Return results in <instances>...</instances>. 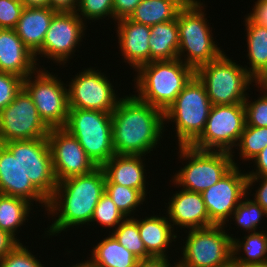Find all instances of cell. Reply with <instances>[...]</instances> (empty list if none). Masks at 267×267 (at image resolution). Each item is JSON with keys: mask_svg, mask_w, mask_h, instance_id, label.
Wrapping results in <instances>:
<instances>
[{"mask_svg": "<svg viewBox=\"0 0 267 267\" xmlns=\"http://www.w3.org/2000/svg\"><path fill=\"white\" fill-rule=\"evenodd\" d=\"M164 123V112L159 108L135 95L122 97L112 113L115 154L146 155L153 151L162 139Z\"/></svg>", "mask_w": 267, "mask_h": 267, "instance_id": "1", "label": "cell"}, {"mask_svg": "<svg viewBox=\"0 0 267 267\" xmlns=\"http://www.w3.org/2000/svg\"><path fill=\"white\" fill-rule=\"evenodd\" d=\"M105 182L106 176L102 167L58 182L47 208L48 215L56 214L58 218L46 231L47 235L56 236L67 228L89 224L95 207L105 192Z\"/></svg>", "mask_w": 267, "mask_h": 267, "instance_id": "2", "label": "cell"}, {"mask_svg": "<svg viewBox=\"0 0 267 267\" xmlns=\"http://www.w3.org/2000/svg\"><path fill=\"white\" fill-rule=\"evenodd\" d=\"M135 95L163 112L195 75V70L181 60L151 61L136 70Z\"/></svg>", "mask_w": 267, "mask_h": 267, "instance_id": "3", "label": "cell"}, {"mask_svg": "<svg viewBox=\"0 0 267 267\" xmlns=\"http://www.w3.org/2000/svg\"><path fill=\"white\" fill-rule=\"evenodd\" d=\"M202 4L198 0H188L177 14L178 59L194 70L217 59L223 53L213 41L212 29L208 27Z\"/></svg>", "mask_w": 267, "mask_h": 267, "instance_id": "4", "label": "cell"}, {"mask_svg": "<svg viewBox=\"0 0 267 267\" xmlns=\"http://www.w3.org/2000/svg\"><path fill=\"white\" fill-rule=\"evenodd\" d=\"M212 103L194 75L164 111V121L175 122L179 146H190L203 132Z\"/></svg>", "mask_w": 267, "mask_h": 267, "instance_id": "5", "label": "cell"}, {"mask_svg": "<svg viewBox=\"0 0 267 267\" xmlns=\"http://www.w3.org/2000/svg\"><path fill=\"white\" fill-rule=\"evenodd\" d=\"M64 129L73 135L97 167L115 155L112 137V113L69 108Z\"/></svg>", "mask_w": 267, "mask_h": 267, "instance_id": "6", "label": "cell"}, {"mask_svg": "<svg viewBox=\"0 0 267 267\" xmlns=\"http://www.w3.org/2000/svg\"><path fill=\"white\" fill-rule=\"evenodd\" d=\"M247 70L223 52L217 59L198 67L195 75L204 85L212 105H228L246 100V90L256 81Z\"/></svg>", "mask_w": 267, "mask_h": 267, "instance_id": "7", "label": "cell"}, {"mask_svg": "<svg viewBox=\"0 0 267 267\" xmlns=\"http://www.w3.org/2000/svg\"><path fill=\"white\" fill-rule=\"evenodd\" d=\"M180 159L188 163L172 178L175 185L192 192H203L215 185L237 163L233 153L204 151L191 146H179Z\"/></svg>", "mask_w": 267, "mask_h": 267, "instance_id": "8", "label": "cell"}, {"mask_svg": "<svg viewBox=\"0 0 267 267\" xmlns=\"http://www.w3.org/2000/svg\"><path fill=\"white\" fill-rule=\"evenodd\" d=\"M224 225L190 229L178 267H220L232 259V234Z\"/></svg>", "mask_w": 267, "mask_h": 267, "instance_id": "9", "label": "cell"}, {"mask_svg": "<svg viewBox=\"0 0 267 267\" xmlns=\"http://www.w3.org/2000/svg\"><path fill=\"white\" fill-rule=\"evenodd\" d=\"M245 124L244 103L212 105L203 132L190 146L198 150L232 153Z\"/></svg>", "mask_w": 267, "mask_h": 267, "instance_id": "10", "label": "cell"}, {"mask_svg": "<svg viewBox=\"0 0 267 267\" xmlns=\"http://www.w3.org/2000/svg\"><path fill=\"white\" fill-rule=\"evenodd\" d=\"M45 71V68H39L35 72L37 76L28 75L23 79V88L31 96L40 118L49 129L64 128L69 111L68 89L55 74L53 76L48 70Z\"/></svg>", "mask_w": 267, "mask_h": 267, "instance_id": "11", "label": "cell"}, {"mask_svg": "<svg viewBox=\"0 0 267 267\" xmlns=\"http://www.w3.org/2000/svg\"><path fill=\"white\" fill-rule=\"evenodd\" d=\"M2 144L21 161L23 173L49 200L54 195L58 182L47 138L12 140Z\"/></svg>", "mask_w": 267, "mask_h": 267, "instance_id": "12", "label": "cell"}, {"mask_svg": "<svg viewBox=\"0 0 267 267\" xmlns=\"http://www.w3.org/2000/svg\"><path fill=\"white\" fill-rule=\"evenodd\" d=\"M49 130L23 87L14 100L0 111V144L12 140L47 138Z\"/></svg>", "mask_w": 267, "mask_h": 267, "instance_id": "13", "label": "cell"}, {"mask_svg": "<svg viewBox=\"0 0 267 267\" xmlns=\"http://www.w3.org/2000/svg\"><path fill=\"white\" fill-rule=\"evenodd\" d=\"M107 78L95 68L77 73L68 85L69 108L113 113L121 98L117 97L114 86Z\"/></svg>", "mask_w": 267, "mask_h": 267, "instance_id": "14", "label": "cell"}, {"mask_svg": "<svg viewBox=\"0 0 267 267\" xmlns=\"http://www.w3.org/2000/svg\"><path fill=\"white\" fill-rule=\"evenodd\" d=\"M83 21L77 12H57L51 21L42 47L34 54L36 63L39 54L41 57L57 61L56 63L61 62L60 65L66 63L85 35L86 28Z\"/></svg>", "mask_w": 267, "mask_h": 267, "instance_id": "15", "label": "cell"}, {"mask_svg": "<svg viewBox=\"0 0 267 267\" xmlns=\"http://www.w3.org/2000/svg\"><path fill=\"white\" fill-rule=\"evenodd\" d=\"M247 173L233 166L215 185L201 192L209 219L215 225H226L247 193ZM229 217V218H228Z\"/></svg>", "mask_w": 267, "mask_h": 267, "instance_id": "16", "label": "cell"}, {"mask_svg": "<svg viewBox=\"0 0 267 267\" xmlns=\"http://www.w3.org/2000/svg\"><path fill=\"white\" fill-rule=\"evenodd\" d=\"M47 140L57 182L72 176L88 174L97 168L78 140L66 129H50Z\"/></svg>", "mask_w": 267, "mask_h": 267, "instance_id": "17", "label": "cell"}, {"mask_svg": "<svg viewBox=\"0 0 267 267\" xmlns=\"http://www.w3.org/2000/svg\"><path fill=\"white\" fill-rule=\"evenodd\" d=\"M0 194L20 197L30 203L39 202L47 211L49 200L23 173L21 161L0 144Z\"/></svg>", "mask_w": 267, "mask_h": 267, "instance_id": "18", "label": "cell"}, {"mask_svg": "<svg viewBox=\"0 0 267 267\" xmlns=\"http://www.w3.org/2000/svg\"><path fill=\"white\" fill-rule=\"evenodd\" d=\"M167 205L169 221L185 229L206 228L215 225L208 216L202 195L185 189L176 191Z\"/></svg>", "mask_w": 267, "mask_h": 267, "instance_id": "19", "label": "cell"}, {"mask_svg": "<svg viewBox=\"0 0 267 267\" xmlns=\"http://www.w3.org/2000/svg\"><path fill=\"white\" fill-rule=\"evenodd\" d=\"M118 43L125 61L135 69L150 62L149 37L151 26L133 22L129 18L117 20Z\"/></svg>", "mask_w": 267, "mask_h": 267, "instance_id": "20", "label": "cell"}, {"mask_svg": "<svg viewBox=\"0 0 267 267\" xmlns=\"http://www.w3.org/2000/svg\"><path fill=\"white\" fill-rule=\"evenodd\" d=\"M34 54L24 45L14 29H0V72L15 74L25 79L35 74Z\"/></svg>", "mask_w": 267, "mask_h": 267, "instance_id": "21", "label": "cell"}, {"mask_svg": "<svg viewBox=\"0 0 267 267\" xmlns=\"http://www.w3.org/2000/svg\"><path fill=\"white\" fill-rule=\"evenodd\" d=\"M143 156L113 155L102 166L106 176L105 183H114L137 189L146 197V169H144Z\"/></svg>", "mask_w": 267, "mask_h": 267, "instance_id": "22", "label": "cell"}, {"mask_svg": "<svg viewBox=\"0 0 267 267\" xmlns=\"http://www.w3.org/2000/svg\"><path fill=\"white\" fill-rule=\"evenodd\" d=\"M58 11L48 7H24L15 27L24 45L35 54L44 42L54 15Z\"/></svg>", "mask_w": 267, "mask_h": 267, "instance_id": "23", "label": "cell"}, {"mask_svg": "<svg viewBox=\"0 0 267 267\" xmlns=\"http://www.w3.org/2000/svg\"><path fill=\"white\" fill-rule=\"evenodd\" d=\"M137 225L146 251L154 257H168L166 250L177 238L168 218L154 215L142 220L137 219Z\"/></svg>", "mask_w": 267, "mask_h": 267, "instance_id": "24", "label": "cell"}, {"mask_svg": "<svg viewBox=\"0 0 267 267\" xmlns=\"http://www.w3.org/2000/svg\"><path fill=\"white\" fill-rule=\"evenodd\" d=\"M150 62L178 58L179 33L176 19L151 26L149 37Z\"/></svg>", "mask_w": 267, "mask_h": 267, "instance_id": "25", "label": "cell"}, {"mask_svg": "<svg viewBox=\"0 0 267 267\" xmlns=\"http://www.w3.org/2000/svg\"><path fill=\"white\" fill-rule=\"evenodd\" d=\"M86 262L93 267H136L138 258L111 234L97 243Z\"/></svg>", "mask_w": 267, "mask_h": 267, "instance_id": "26", "label": "cell"}, {"mask_svg": "<svg viewBox=\"0 0 267 267\" xmlns=\"http://www.w3.org/2000/svg\"><path fill=\"white\" fill-rule=\"evenodd\" d=\"M188 0H142L130 15L133 22L155 25L176 19Z\"/></svg>", "mask_w": 267, "mask_h": 267, "instance_id": "27", "label": "cell"}, {"mask_svg": "<svg viewBox=\"0 0 267 267\" xmlns=\"http://www.w3.org/2000/svg\"><path fill=\"white\" fill-rule=\"evenodd\" d=\"M245 26L250 61L247 72L257 80L267 70V26L255 23L248 15Z\"/></svg>", "mask_w": 267, "mask_h": 267, "instance_id": "28", "label": "cell"}, {"mask_svg": "<svg viewBox=\"0 0 267 267\" xmlns=\"http://www.w3.org/2000/svg\"><path fill=\"white\" fill-rule=\"evenodd\" d=\"M31 204L20 197L0 194V230L9 233L19 242L15 233L28 220Z\"/></svg>", "mask_w": 267, "mask_h": 267, "instance_id": "29", "label": "cell"}, {"mask_svg": "<svg viewBox=\"0 0 267 267\" xmlns=\"http://www.w3.org/2000/svg\"><path fill=\"white\" fill-rule=\"evenodd\" d=\"M243 250L244 255L239 256ZM239 253V254H238ZM238 255V256H237ZM232 259L237 263H262L267 261V232H252L244 236V240L232 238Z\"/></svg>", "mask_w": 267, "mask_h": 267, "instance_id": "30", "label": "cell"}, {"mask_svg": "<svg viewBox=\"0 0 267 267\" xmlns=\"http://www.w3.org/2000/svg\"><path fill=\"white\" fill-rule=\"evenodd\" d=\"M111 234L122 246L133 253L139 260L152 257L146 251L144 243L140 238L137 218L135 219L132 216L125 218Z\"/></svg>", "mask_w": 267, "mask_h": 267, "instance_id": "31", "label": "cell"}, {"mask_svg": "<svg viewBox=\"0 0 267 267\" xmlns=\"http://www.w3.org/2000/svg\"><path fill=\"white\" fill-rule=\"evenodd\" d=\"M105 192L126 218L145 201V196L139 190L119 184L105 183Z\"/></svg>", "mask_w": 267, "mask_h": 267, "instance_id": "32", "label": "cell"}, {"mask_svg": "<svg viewBox=\"0 0 267 267\" xmlns=\"http://www.w3.org/2000/svg\"><path fill=\"white\" fill-rule=\"evenodd\" d=\"M267 146V127L245 126L236 147L243 160H252Z\"/></svg>", "mask_w": 267, "mask_h": 267, "instance_id": "33", "label": "cell"}, {"mask_svg": "<svg viewBox=\"0 0 267 267\" xmlns=\"http://www.w3.org/2000/svg\"><path fill=\"white\" fill-rule=\"evenodd\" d=\"M247 195H249L248 192L231 216H234L232 218H235L234 221H236L238 227L252 233L257 232L259 221L262 220L263 216H267V212L256 201L248 198Z\"/></svg>", "mask_w": 267, "mask_h": 267, "instance_id": "34", "label": "cell"}, {"mask_svg": "<svg viewBox=\"0 0 267 267\" xmlns=\"http://www.w3.org/2000/svg\"><path fill=\"white\" fill-rule=\"evenodd\" d=\"M126 217L118 210L109 195L104 192L98 201L91 222H97L103 227H118Z\"/></svg>", "mask_w": 267, "mask_h": 267, "instance_id": "35", "label": "cell"}, {"mask_svg": "<svg viewBox=\"0 0 267 267\" xmlns=\"http://www.w3.org/2000/svg\"><path fill=\"white\" fill-rule=\"evenodd\" d=\"M76 12H79V17L82 16V20L86 18L93 21L106 16L114 19L113 0H78Z\"/></svg>", "mask_w": 267, "mask_h": 267, "instance_id": "36", "label": "cell"}, {"mask_svg": "<svg viewBox=\"0 0 267 267\" xmlns=\"http://www.w3.org/2000/svg\"><path fill=\"white\" fill-rule=\"evenodd\" d=\"M263 95L254 102H249L248 96L244 101L245 126L267 127V89L260 87Z\"/></svg>", "mask_w": 267, "mask_h": 267, "instance_id": "37", "label": "cell"}, {"mask_svg": "<svg viewBox=\"0 0 267 267\" xmlns=\"http://www.w3.org/2000/svg\"><path fill=\"white\" fill-rule=\"evenodd\" d=\"M20 242L0 260V267H44L28 248Z\"/></svg>", "mask_w": 267, "mask_h": 267, "instance_id": "38", "label": "cell"}, {"mask_svg": "<svg viewBox=\"0 0 267 267\" xmlns=\"http://www.w3.org/2000/svg\"><path fill=\"white\" fill-rule=\"evenodd\" d=\"M23 87V78L0 72V111L6 108Z\"/></svg>", "mask_w": 267, "mask_h": 267, "instance_id": "39", "label": "cell"}, {"mask_svg": "<svg viewBox=\"0 0 267 267\" xmlns=\"http://www.w3.org/2000/svg\"><path fill=\"white\" fill-rule=\"evenodd\" d=\"M23 9L20 0H0V29H15Z\"/></svg>", "mask_w": 267, "mask_h": 267, "instance_id": "40", "label": "cell"}, {"mask_svg": "<svg viewBox=\"0 0 267 267\" xmlns=\"http://www.w3.org/2000/svg\"><path fill=\"white\" fill-rule=\"evenodd\" d=\"M142 0H113L114 19L129 18Z\"/></svg>", "mask_w": 267, "mask_h": 267, "instance_id": "41", "label": "cell"}, {"mask_svg": "<svg viewBox=\"0 0 267 267\" xmlns=\"http://www.w3.org/2000/svg\"><path fill=\"white\" fill-rule=\"evenodd\" d=\"M261 179V181H259ZM260 182L256 190L254 201H256L267 212V177H247V192L251 190L254 182Z\"/></svg>", "mask_w": 267, "mask_h": 267, "instance_id": "42", "label": "cell"}, {"mask_svg": "<svg viewBox=\"0 0 267 267\" xmlns=\"http://www.w3.org/2000/svg\"><path fill=\"white\" fill-rule=\"evenodd\" d=\"M256 171L247 173L248 177H267V146L253 159Z\"/></svg>", "mask_w": 267, "mask_h": 267, "instance_id": "43", "label": "cell"}, {"mask_svg": "<svg viewBox=\"0 0 267 267\" xmlns=\"http://www.w3.org/2000/svg\"><path fill=\"white\" fill-rule=\"evenodd\" d=\"M248 16L257 24L267 26V0H257Z\"/></svg>", "mask_w": 267, "mask_h": 267, "instance_id": "44", "label": "cell"}, {"mask_svg": "<svg viewBox=\"0 0 267 267\" xmlns=\"http://www.w3.org/2000/svg\"><path fill=\"white\" fill-rule=\"evenodd\" d=\"M20 242L9 233L0 230V260L11 252Z\"/></svg>", "mask_w": 267, "mask_h": 267, "instance_id": "45", "label": "cell"}, {"mask_svg": "<svg viewBox=\"0 0 267 267\" xmlns=\"http://www.w3.org/2000/svg\"><path fill=\"white\" fill-rule=\"evenodd\" d=\"M48 6L58 12H76L78 0H48Z\"/></svg>", "mask_w": 267, "mask_h": 267, "instance_id": "46", "label": "cell"}, {"mask_svg": "<svg viewBox=\"0 0 267 267\" xmlns=\"http://www.w3.org/2000/svg\"><path fill=\"white\" fill-rule=\"evenodd\" d=\"M175 266L170 265V261L168 260V257H150L147 259H140L137 262L136 267H178L177 264Z\"/></svg>", "mask_w": 267, "mask_h": 267, "instance_id": "47", "label": "cell"}, {"mask_svg": "<svg viewBox=\"0 0 267 267\" xmlns=\"http://www.w3.org/2000/svg\"><path fill=\"white\" fill-rule=\"evenodd\" d=\"M24 7H48V0H20Z\"/></svg>", "mask_w": 267, "mask_h": 267, "instance_id": "48", "label": "cell"}, {"mask_svg": "<svg viewBox=\"0 0 267 267\" xmlns=\"http://www.w3.org/2000/svg\"><path fill=\"white\" fill-rule=\"evenodd\" d=\"M254 83L258 88L260 86L267 89V70Z\"/></svg>", "mask_w": 267, "mask_h": 267, "instance_id": "49", "label": "cell"}, {"mask_svg": "<svg viewBox=\"0 0 267 267\" xmlns=\"http://www.w3.org/2000/svg\"><path fill=\"white\" fill-rule=\"evenodd\" d=\"M241 267H267V261L262 263H248V264L241 263Z\"/></svg>", "mask_w": 267, "mask_h": 267, "instance_id": "50", "label": "cell"}, {"mask_svg": "<svg viewBox=\"0 0 267 267\" xmlns=\"http://www.w3.org/2000/svg\"><path fill=\"white\" fill-rule=\"evenodd\" d=\"M220 267H241V263H237L233 259H231L227 264L222 265Z\"/></svg>", "mask_w": 267, "mask_h": 267, "instance_id": "51", "label": "cell"}, {"mask_svg": "<svg viewBox=\"0 0 267 267\" xmlns=\"http://www.w3.org/2000/svg\"><path fill=\"white\" fill-rule=\"evenodd\" d=\"M71 267H89V264L85 261V262H80V263H77L76 265L74 266H71Z\"/></svg>", "mask_w": 267, "mask_h": 267, "instance_id": "52", "label": "cell"}]
</instances>
